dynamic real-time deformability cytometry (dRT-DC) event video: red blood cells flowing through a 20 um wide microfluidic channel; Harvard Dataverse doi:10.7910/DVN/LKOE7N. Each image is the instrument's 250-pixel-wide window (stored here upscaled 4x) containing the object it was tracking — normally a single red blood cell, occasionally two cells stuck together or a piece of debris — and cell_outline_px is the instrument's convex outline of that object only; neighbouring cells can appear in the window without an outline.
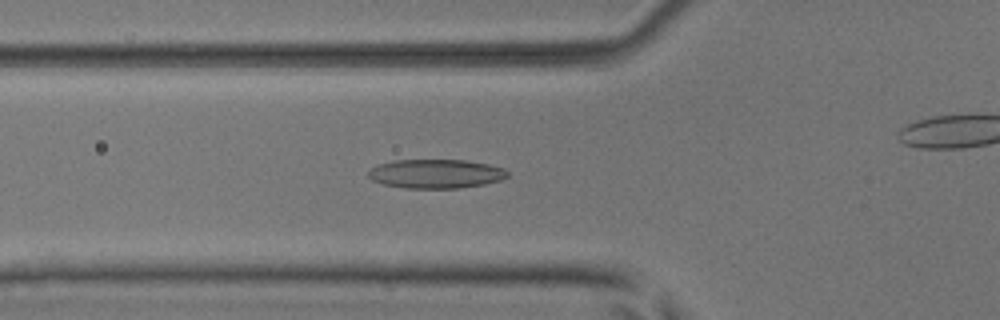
{"species": "common noctule bat (a hibernating species)", "species_latin": "Nyctalus noctula", "temperature_condition": "room temperature", "stored_images_in_passage": 51, "camera_frame_rate_fps": 3000, "um_per_image_px": 0.085, "animal": {"sex": "male", "body_mass_g": 17.9, "forearm_length_mm": 54.2}, "frame": {"image": 1, "passage_image": 19, "time_ms": 6.0, "image_size_px": [1000, 320], "cell_outline_px": [[508, 176], [504, 180], [484, 184], [456, 188], [404, 188], [384, 184], [372, 180], [368, 176], [368, 172], [376, 164], [396, 160], [468, 160], [488, 164], [504, 168], [508, 172]], "centroid_in_image_um": [37.07, 14.76], "position_along_channel_um": 88.7, "area_um2": 23.64}}
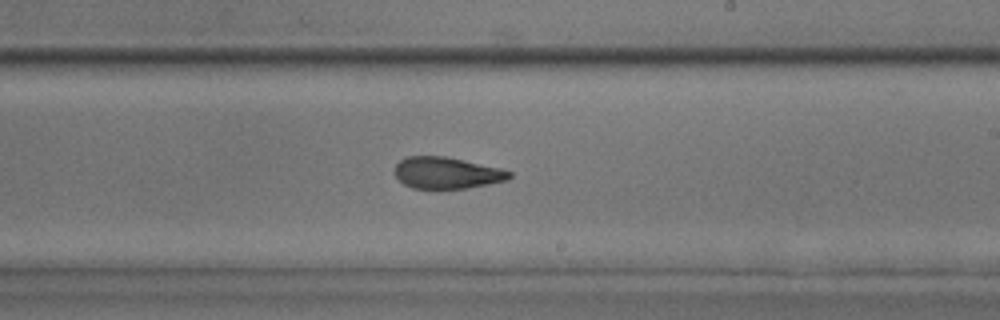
{"frame": {"image": 2, "passage_image": 31, "time_ms": 10.0, "image_size_px": [1000, 320], "cell_outline_px": [[512, 176], [508, 180], [468, 188], [412, 188], [404, 184], [396, 176], [396, 164], [400, 160], [408, 156], [444, 156], [500, 168], [512, 172]], "centroid_in_image_um": [37.99, 14.69], "position_along_channel_um": 251.0, "area_um2": 20.87}}
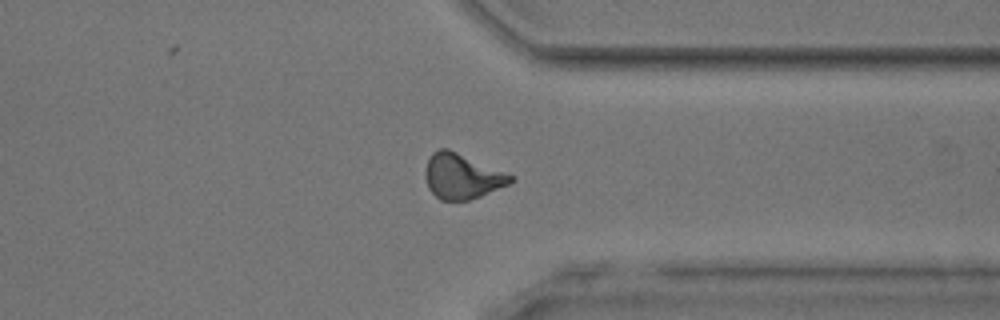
{"frame": {"image": 3, "passage_image": 40, "time_ms": 13.0, "image_size_px": [1000, 320], "cell_outline_px": [[516, 180], [508, 184], [480, 196], [468, 200], [440, 200], [428, 188], [424, 172], [428, 160], [432, 152], [440, 148], [448, 148], [512, 176]], "centroid_in_image_um": [39.22, 14.98], "position_along_channel_um": 372.2, "area_um2": 22.02}, "authors_computed_cell_mechanics": {"area_um2": 22.1952, "velocity_mm_per_s": 4.0684, "shape_relaxation_time_tau1_ms": 8.8257, "shape_relaxation_time_tau2_ms": 2.5355, "deformation_change_tau1": 0.2242, "deformation_change_tau2": 0.1085}}